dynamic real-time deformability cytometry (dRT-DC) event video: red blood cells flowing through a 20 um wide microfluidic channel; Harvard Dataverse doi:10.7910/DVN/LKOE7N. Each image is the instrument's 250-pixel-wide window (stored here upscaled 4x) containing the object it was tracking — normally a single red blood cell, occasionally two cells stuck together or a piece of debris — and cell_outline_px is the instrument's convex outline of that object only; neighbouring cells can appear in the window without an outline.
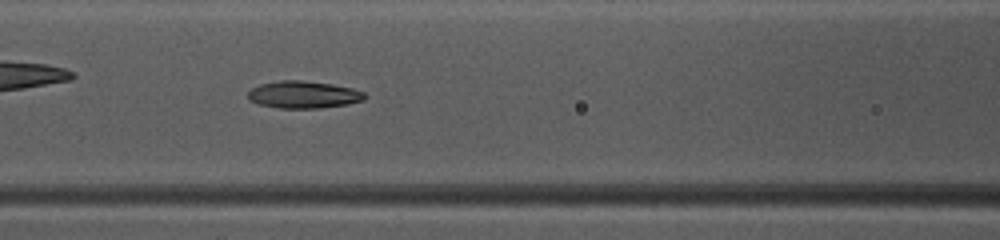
{"species": "common noctule bat (a hibernating species)", "species_latin": "Nyctalus noctula", "temperature_condition": "warm", "stored_images_in_passage": 42, "camera_frame_rate_fps": 3000, "um_per_image_px": 0.085, "animal": {"sex": "female", "body_mass_g": 10.0, "forearm_length_mm": 53.1}, "frame": {"image": 1, "passage_image": 15, "time_ms": 4.667, "image_size_px": [1000, 240], "cell_outline_px": [[368, 96], [364, 100], [348, 104], [320, 108], [280, 108], [260, 104], [248, 100], [248, 92], [252, 88], [260, 84], [280, 80], [300, 80], [332, 84], [352, 88], [364, 92]], "centroid_in_image_um": [25.82, 8.04], "position_along_channel_um": 140.8, "area_um2": 18.55}}
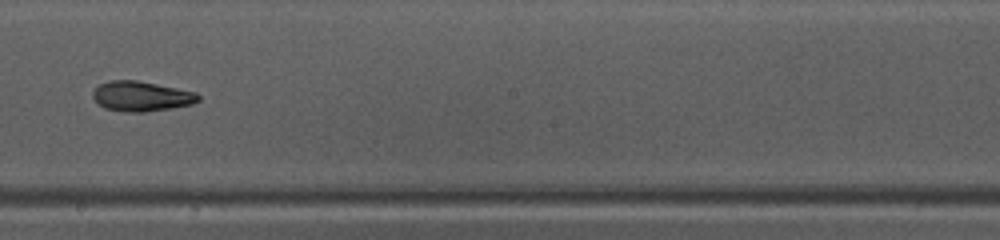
{"frame": {"image": 2, "passage_image": 22, "time_ms": 7.0, "image_size_px": [1000, 240], "cell_outline_px": [[200, 100], [192, 104], [172, 108], [144, 112], [128, 112], [104, 108], [92, 96], [92, 92], [100, 84], [108, 80], [136, 80], [196, 92], [200, 96]], "centroid_in_image_um": [12.02, 8.18], "position_along_channel_um": 236.2, "area_um2": 18.32}}
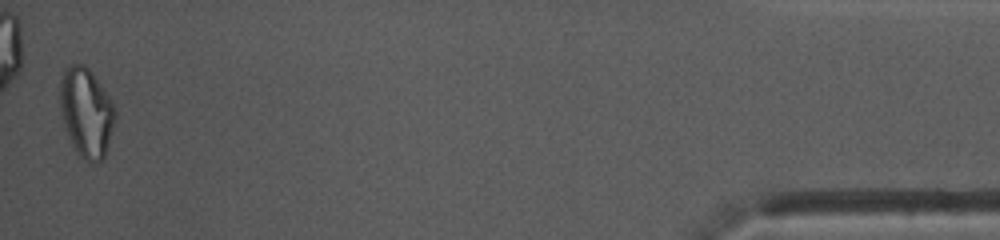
{"frame": {"image": 3, "passage_image": 42, "time_ms": 13.667, "image_size_px": [1000, 240], "cell_outline_px": [[116, 116], [104, 160], [96, 164], [88, 164], [80, 156], [72, 144], [64, 128], [60, 112], [60, 80], [64, 68], [72, 64], [84, 64], [92, 72], [112, 100], [116, 112]], "centroid_in_image_um": [7.33, 9.58], "position_along_channel_um": 427.9, "area_um2": 29.13}, "authors_computed_cell_mechanics": {"area_um2": 18.5827, "velocity_mm_per_s": 4.082, "shape_relaxation_time_tau1_ms": 3.6702, "shape_relaxation_time_tau2_ms": 3.2124, "deformation_change_tau1": 0.1491, "deformation_change_tau2": 0.1037}}